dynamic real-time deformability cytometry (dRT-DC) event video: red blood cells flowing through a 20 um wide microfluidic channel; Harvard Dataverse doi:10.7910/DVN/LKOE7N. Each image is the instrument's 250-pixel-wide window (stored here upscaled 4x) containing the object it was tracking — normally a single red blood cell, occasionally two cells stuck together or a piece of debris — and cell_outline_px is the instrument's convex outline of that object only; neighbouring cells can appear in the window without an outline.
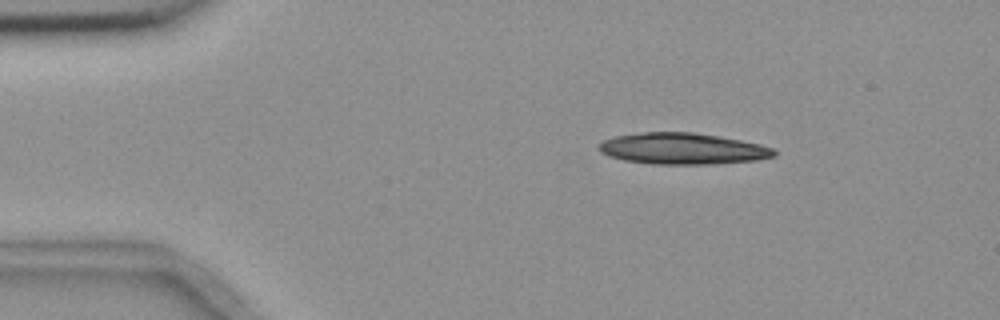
{"species": "common noctule bat (a hibernating species)", "species_latin": "Nyctalus noctula", "temperature_condition": "room temperature", "stored_images_in_passage": 3, "camera_frame_rate_fps": 3000, "um_per_image_px": 0.085, "animal": {"sex": "female", "body_mass_g": 18.4}, "frame": {"image": 1, "passage_image": 2, "time_ms": 1.667, "image_size_px": [1000, 320], "cell_outline_px": [[776, 156], [756, 160], [704, 164], [652, 164], [624, 160], [608, 156], [600, 152], [596, 148], [604, 140], [616, 136], [640, 132], [692, 132], [720, 136], [760, 144], [776, 148]], "centroid_in_image_um": [58.02, 12.63], "position_along_channel_um": 27.0, "area_um2": 32.02}}